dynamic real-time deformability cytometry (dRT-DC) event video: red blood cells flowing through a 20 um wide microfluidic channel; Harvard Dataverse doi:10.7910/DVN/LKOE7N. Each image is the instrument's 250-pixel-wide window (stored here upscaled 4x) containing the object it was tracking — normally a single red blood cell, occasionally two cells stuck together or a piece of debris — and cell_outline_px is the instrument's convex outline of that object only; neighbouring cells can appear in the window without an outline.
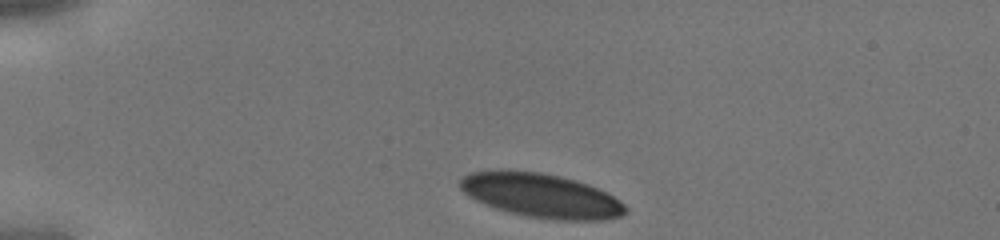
{"species": "human", "species_latin": "Homo sapiens", "temperature_condition": "cold", "stored_images_in_passage": 29, "camera_frame_rate_fps": 3000, "um_per_image_px": 0.085, "donor": {"sex": "male"}, "frame": {"image": 1, "passage_image": 1, "time_ms": 0.0, "image_size_px": [1000, 240], "cell_outline_px": [[628, 212], [624, 216], [604, 220], [556, 220], [528, 216], [496, 208], [476, 200], [468, 196], [460, 188], [460, 180], [464, 176], [472, 172], [500, 168], [504, 168], [540, 172], [560, 176], [576, 180], [588, 184], [620, 200], [628, 208]], "centroid_in_image_um": [46.01, 16.6], "position_along_channel_um": 39.0, "area_um2": 42.77}}
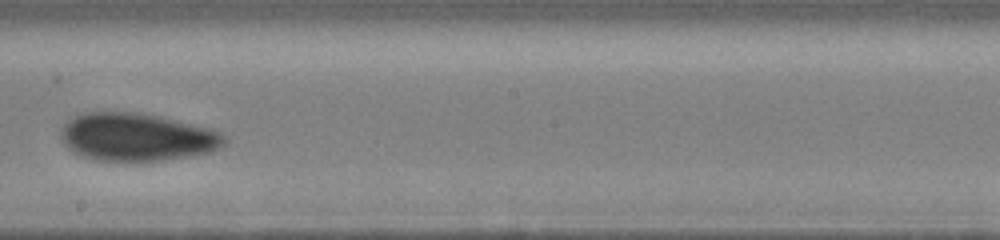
{"frame": {"image": 2, "passage_image": 17, "time_ms": 5.333, "image_size_px": [1000, 240], "cell_outline_px": [[228, 140], [220, 148], [212, 152], [188, 156], [160, 160], [96, 160], [80, 156], [72, 152], [60, 140], [60, 128], [72, 116], [84, 112], [136, 112], [160, 116], [212, 128], [228, 136]], "centroid_in_image_um": [11.62, 11.63], "position_along_channel_um": 236.6, "area_um2": 46.07}}
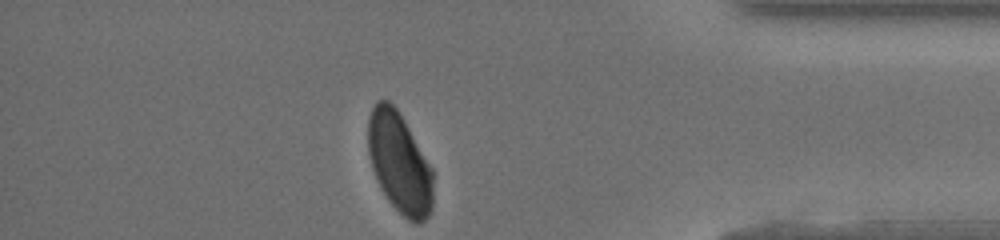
{"frame": {"image": 3, "passage_image": 29, "time_ms": 9.333, "image_size_px": [1000, 240], "cell_outline_px": [[432, 208], [428, 216], [420, 224], [416, 224], [408, 220], [388, 200], [380, 188], [372, 168], [368, 152], [368, 116], [376, 100], [388, 100], [396, 108], [404, 120], [432, 168]], "centroid_in_image_um": [33.94, 13.84], "position_along_channel_um": 401.3, "area_um2": 37.97}}